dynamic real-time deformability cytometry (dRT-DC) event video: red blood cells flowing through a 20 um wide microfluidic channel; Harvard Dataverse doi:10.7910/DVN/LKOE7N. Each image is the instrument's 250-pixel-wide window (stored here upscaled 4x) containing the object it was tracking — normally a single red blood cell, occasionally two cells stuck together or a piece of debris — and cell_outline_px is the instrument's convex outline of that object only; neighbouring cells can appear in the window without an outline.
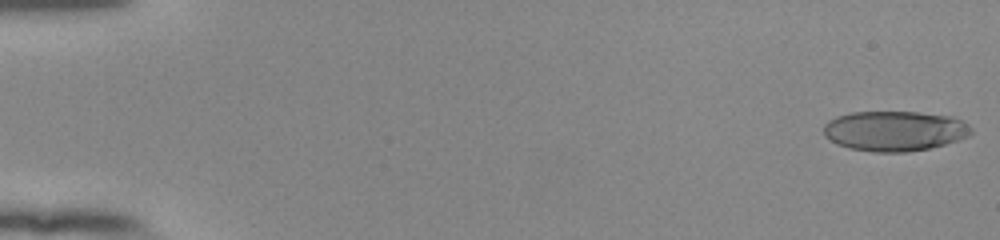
{"species": "human", "species_latin": "Homo sapiens", "temperature_condition": "room temperature", "stored_images_in_passage": 54, "camera_frame_rate_fps": 3000, "um_per_image_px": 0.085, "donor": {"sex": "female"}, "frame": {"image": 1, "passage_image": 1, "time_ms": 0.0, "image_size_px": [1000, 240], "cell_outline_px": [[972, 132], [968, 136], [960, 140], [928, 148], [908, 152], [872, 152], [848, 148], [836, 144], [824, 136], [824, 124], [828, 120], [836, 116], [852, 112], [920, 112], [952, 116], [964, 120], [972, 128]], "centroid_in_image_um": [76.05, 11.13], "position_along_channel_um": 9.0, "area_um2": 34.85}}
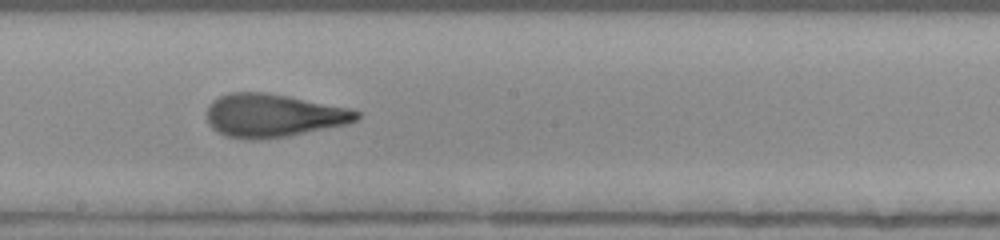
{"frame": {"image": 2, "passage_image": 31, "time_ms": 10.0, "image_size_px": [1000, 240], "cell_outline_px": [[360, 116], [356, 120], [344, 124], [288, 136], [252, 140], [244, 140], [224, 136], [212, 128], [208, 124], [208, 104], [212, 100], [228, 92], [264, 92], [288, 96], [348, 108], [360, 112]], "centroid_in_image_um": [23.15, 9.82], "position_along_channel_um": 225.0, "area_um2": 37.57}}
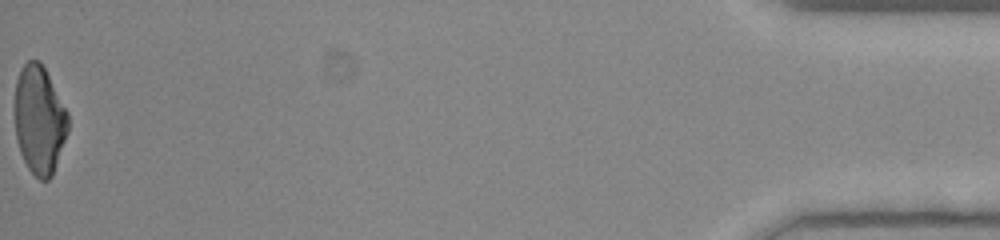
{"frame": {"image": 3, "passage_image": 54, "time_ms": 17.667, "image_size_px": [1000, 240], "cell_outline_px": [[68, 132], [52, 176], [48, 180], [40, 180], [28, 168], [20, 152], [16, 140], [16, 80], [20, 68], [28, 60], [40, 60], [68, 112]], "centroid_in_image_um": [3.36, 10.19], "position_along_channel_um": 431.8, "area_um2": 33.47}, "authors_computed_cell_mechanics": {"area_um2": 36.2695, "velocity_mm_per_s": 3.904, "shape_relaxation_time_tau1_ms": 7.1312, "shape_relaxation_time_tau2_ms": 1.0971, "deformation_change_tau1": 0.247, "deformation_change_tau2": 0.0991}}